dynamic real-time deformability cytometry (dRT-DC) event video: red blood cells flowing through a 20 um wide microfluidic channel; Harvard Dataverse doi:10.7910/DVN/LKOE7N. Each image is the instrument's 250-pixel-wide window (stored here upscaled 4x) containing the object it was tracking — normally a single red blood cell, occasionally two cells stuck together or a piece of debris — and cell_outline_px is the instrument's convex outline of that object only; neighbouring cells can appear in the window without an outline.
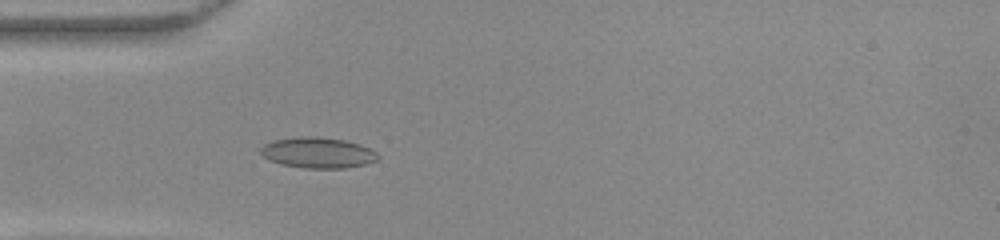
{"species": "common noctule bat (a hibernating species)", "species_latin": "Nyctalus noctula", "temperature_condition": "warm", "stored_images_in_passage": 53, "camera_frame_rate_fps": 3000, "um_per_image_px": 0.085, "animal": {"sex": "female", "body_mass_g": 22.0, "forearm_length_mm": 56.7}, "frame": {"image": 1, "passage_image": 16, "time_ms": 5.0, "image_size_px": [1000, 240], "cell_outline_px": [[380, 156], [376, 160], [364, 164], [344, 168], [304, 168], [280, 164], [264, 156], [260, 152], [260, 148], [264, 144], [272, 140], [300, 136], [316, 136], [344, 140], [360, 144], [376, 152]], "centroid_in_image_um": [27.0, 12.97], "position_along_channel_um": 58.0, "area_um2": 20.92}}
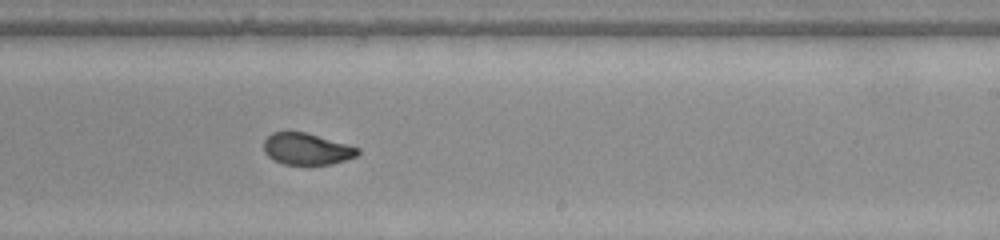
{"frame": {"image": 2, "passage_image": 32, "time_ms": 10.333, "image_size_px": [1000, 240], "cell_outline_px": [[360, 152], [356, 156], [332, 164], [284, 164], [272, 160], [264, 152], [264, 140], [272, 132], [304, 132], [348, 144], [360, 148]], "centroid_in_image_um": [26.06, 12.66], "position_along_channel_um": 262.9, "area_um2": 17.22}}
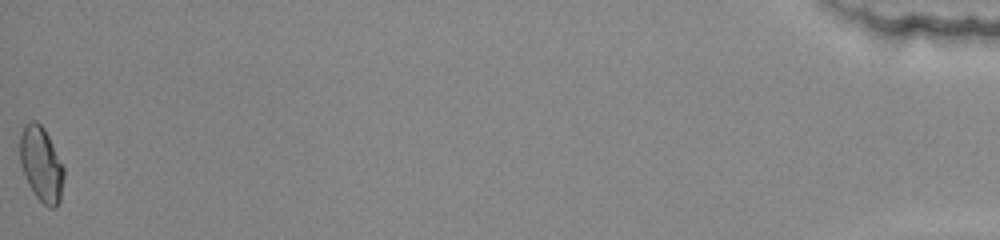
{"frame": {"image": 3, "passage_image": 53, "time_ms": 17.333, "image_size_px": [1000, 240], "cell_outline_px": [[64, 176], [60, 200], [56, 208], [48, 208], [36, 196], [28, 184], [20, 164], [20, 136], [24, 124], [32, 120], [36, 120], [44, 128], [64, 168]], "centroid_in_image_um": [3.5, 13.96], "position_along_channel_um": 431.7, "area_um2": 19.07}, "authors_computed_cell_mechanics": {"area_um2": 18.496, "velocity_mm_per_s": 3.8993, "shape_relaxation_time_tau1_ms": null, "shape_relaxation_time_tau2_ms": 0.8035, "deformation_change_tau1": null, "deformation_change_tau2": 0.0437}}